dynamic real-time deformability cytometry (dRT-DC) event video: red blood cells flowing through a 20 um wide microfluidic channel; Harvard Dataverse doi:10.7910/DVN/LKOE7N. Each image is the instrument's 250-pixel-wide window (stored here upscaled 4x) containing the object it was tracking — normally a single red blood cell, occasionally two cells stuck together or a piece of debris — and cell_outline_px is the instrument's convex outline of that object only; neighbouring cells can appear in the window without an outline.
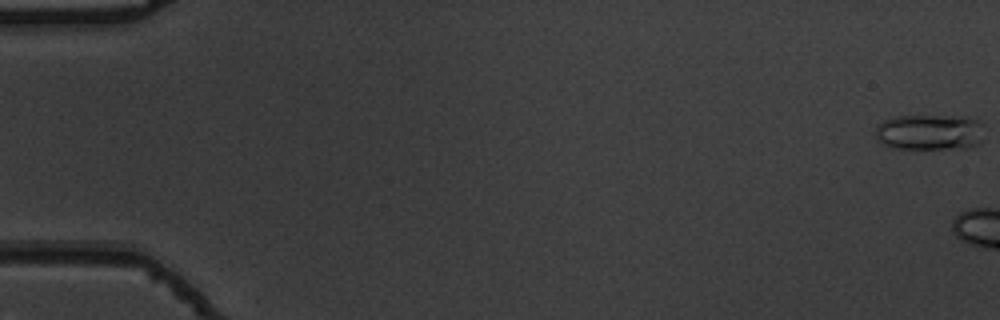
{"species": "common noctule bat (a hibernating species)", "species_latin": "Nyctalus noctula", "temperature_condition": "warm", "stored_images_in_passage": 6, "camera_frame_rate_fps": 3000, "um_per_image_px": 0.085, "animal": {"sex": "male", "body_mass_g": 19.5, "forearm_length_mm": 54.6}, "frame": {"image": 1, "passage_image": 1, "time_ms": 0.0, "image_size_px": [1000, 320], "cell_outline_px": [[984, 140], [980, 144], [968, 148], [892, 148], [880, 144], [876, 140], [876, 124], [892, 116], [972, 116], [980, 124]], "centroid_in_image_um": [79.0, 11.23], "position_along_channel_um": 6.0, "area_um2": 23.12}}